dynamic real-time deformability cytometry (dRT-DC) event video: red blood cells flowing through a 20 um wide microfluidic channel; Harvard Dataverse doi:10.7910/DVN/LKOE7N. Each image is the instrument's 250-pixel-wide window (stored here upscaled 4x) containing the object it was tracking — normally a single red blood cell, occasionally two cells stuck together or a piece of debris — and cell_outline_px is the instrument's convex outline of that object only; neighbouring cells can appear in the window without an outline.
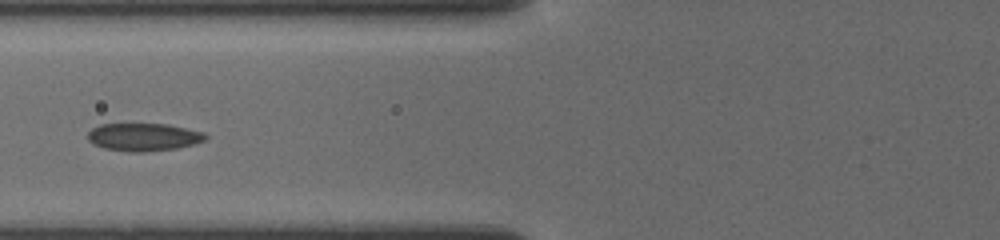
{"species": "common noctule bat (a hibernating species)", "species_latin": "Nyctalus noctula", "temperature_condition": "cold", "stored_images_in_passage": 6, "camera_frame_rate_fps": 3000, "um_per_image_px": 0.085, "animal": {"sex": "female", "body_mass_g": 19.5, "forearm_length_mm": 54.1}, "frame": {"image": 1, "passage_image": 5, "time_ms": 4.333, "image_size_px": [1000, 240], "cell_outline_px": [[208, 136], [204, 140], [192, 144], [176, 148], [144, 152], [128, 152], [104, 148], [88, 140], [88, 132], [92, 128], [100, 124], [164, 124], [204, 132]], "centroid_in_image_um": [12.18, 11.65], "position_along_channel_um": 113.6, "area_um2": 18.84}}
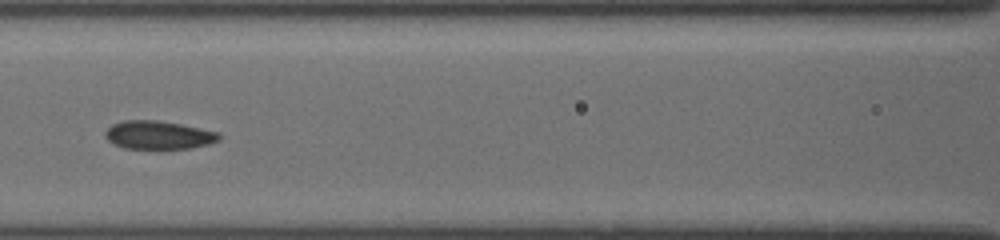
{"frame": {"image": 2, "passage_image": 6, "time_ms": 5.333, "image_size_px": [1000, 240], "cell_outline_px": [[220, 140], [208, 144], [192, 148], [124, 148], [112, 144], [104, 136], [104, 132], [112, 124], [124, 120], [156, 120], [180, 124], [220, 132]], "centroid_in_image_um": [13.46, 11.47], "position_along_channel_um": 153.1, "area_um2": 18.79}}